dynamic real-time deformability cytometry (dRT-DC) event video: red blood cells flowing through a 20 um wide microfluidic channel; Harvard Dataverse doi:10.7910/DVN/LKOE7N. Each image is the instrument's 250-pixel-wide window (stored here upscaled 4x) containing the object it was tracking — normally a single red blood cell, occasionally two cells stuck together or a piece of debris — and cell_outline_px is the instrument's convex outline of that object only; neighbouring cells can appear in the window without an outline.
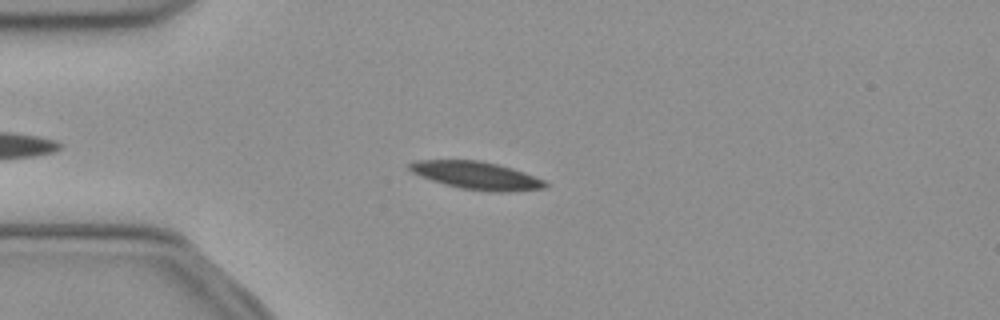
{"species": "common noctule bat (a hibernating species)", "species_latin": "Nyctalus noctula", "temperature_condition": "cold", "stored_images_in_passage": 38, "camera_frame_rate_fps": 3000, "um_per_image_px": 0.085, "animal": {"sex": "female", "body_mass_g": 21.9}, "frame": {"image": 1, "passage_image": 3, "time_ms": 0.667, "image_size_px": [1000, 320], "cell_outline_px": [[548, 184], [544, 188], [508, 192], [492, 192], [460, 188], [444, 184], [420, 176], [412, 172], [408, 168], [408, 164], [416, 160], [480, 160], [512, 168], [524, 172], [544, 180]], "centroid_in_image_um": [40.49, 14.92], "position_along_channel_um": 44.5, "area_um2": 21.91}}
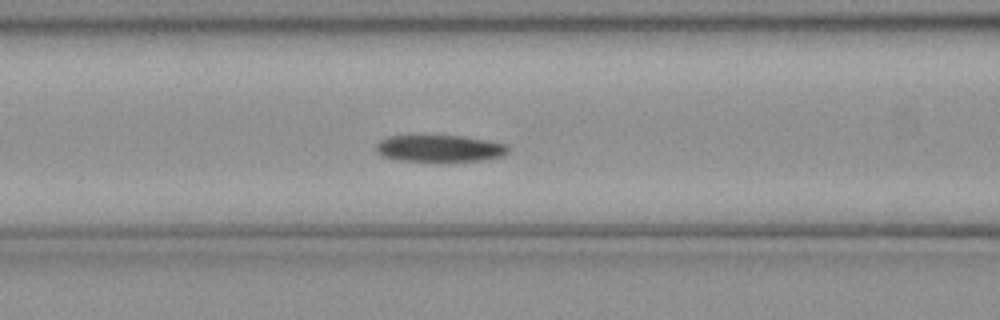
{"frame": {"image": 2, "passage_image": 11, "time_ms": 3.333, "image_size_px": [1000, 320], "cell_outline_px": [[508, 152], [504, 156], [480, 160], [436, 164], [400, 160], [380, 156], [376, 152], [376, 144], [380, 140], [388, 136], [464, 136], [488, 140], [508, 144]], "centroid_in_image_um": [37.37, 12.66], "position_along_channel_um": 129.2, "area_um2": 21.56}}
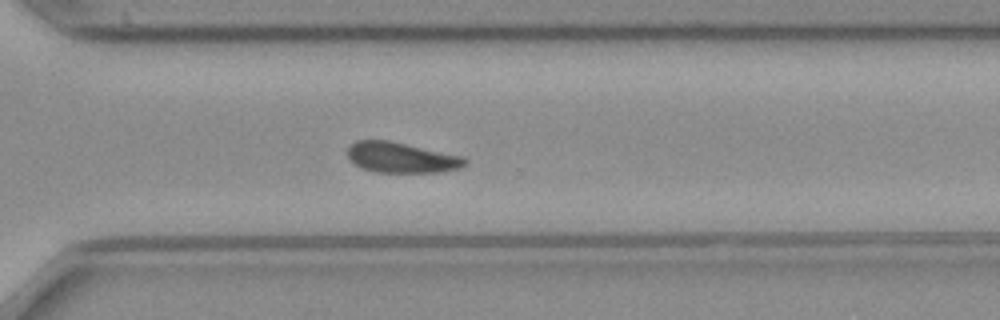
{"frame": {"image": 3, "passage_image": 27, "time_ms": 8.667, "image_size_px": [1000, 320], "cell_outline_px": [[468, 164], [460, 168], [440, 172], [372, 172], [356, 164], [348, 156], [348, 148], [356, 140], [388, 140], [464, 156], [468, 160]], "centroid_in_image_um": [34.18, 13.39], "position_along_channel_um": 336.4, "area_um2": 20.81}, "authors_computed_cell_mechanics": {"area_um2": 21.3571, "velocity_mm_per_s": 3.8859, "shape_relaxation_time_tau1_ms": 10.1783, "shape_relaxation_time_tau2_ms": 5.9512, "deformation_change_tau1": 0.1687, "deformation_change_tau2": 0.1185}}